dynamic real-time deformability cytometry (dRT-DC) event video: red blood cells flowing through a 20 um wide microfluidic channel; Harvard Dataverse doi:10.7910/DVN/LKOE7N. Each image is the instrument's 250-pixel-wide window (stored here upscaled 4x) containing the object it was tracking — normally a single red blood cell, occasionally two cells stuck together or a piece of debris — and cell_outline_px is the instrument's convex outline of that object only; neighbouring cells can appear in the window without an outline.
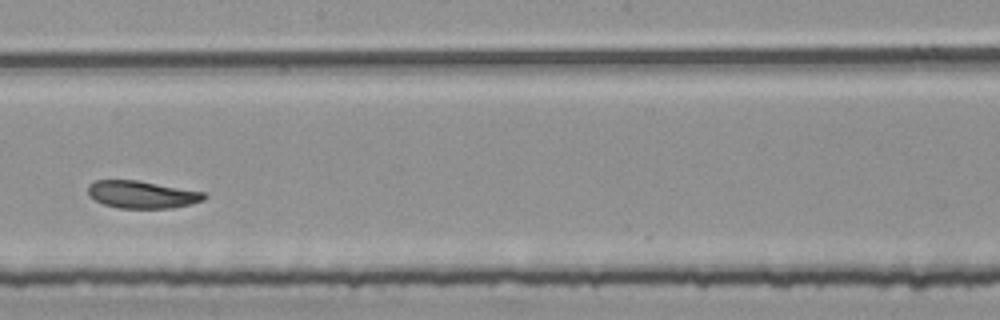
{"species": "common noctule bat (a hibernating species)", "species_latin": "Nyctalus noctula", "temperature_condition": "room temperature", "stored_images_in_passage": 9, "segment_of_instrument_passage": [2, 2], "camera_frame_rate_fps": 3000, "um_per_image_px": 0.085, "animal": {"sex": "female", "body_mass_g": 25.1}, "frame": {"image": 1, "passage_image": 9, "time_ms": 2.667, "image_size_px": [1000, 320], "cell_outline_px": [[208, 196], [204, 200], [192, 204], [172, 208], [120, 208], [104, 204], [88, 196], [88, 184], [96, 180], [136, 180], [204, 192]], "centroid_in_image_um": [12.07, 16.54], "position_along_channel_um": 236.1, "area_um2": 18.55}}